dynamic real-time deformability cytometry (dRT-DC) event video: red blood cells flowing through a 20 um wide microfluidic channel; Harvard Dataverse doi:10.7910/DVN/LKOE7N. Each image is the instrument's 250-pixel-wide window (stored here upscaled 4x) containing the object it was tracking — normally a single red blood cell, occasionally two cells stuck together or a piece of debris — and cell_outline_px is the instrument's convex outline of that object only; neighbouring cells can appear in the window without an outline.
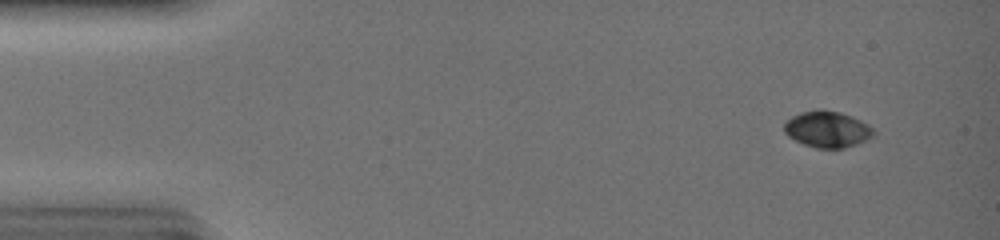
{"species": "common noctule bat (a hibernating species)", "species_latin": "Nyctalus noctula", "temperature_condition": "warm", "stored_images_in_passage": 31, "camera_frame_rate_fps": 3000, "um_per_image_px": 0.085, "animal": {"sex": "female", "body_mass_g": 19.0, "forearm_length_mm": 51.5}, "frame": {"image": 1, "passage_image": 5, "time_ms": 1.333, "image_size_px": [1000, 240], "cell_outline_px": [[876, 132], [872, 136], [856, 144], [844, 148], [816, 148], [804, 144], [788, 136], [784, 132], [784, 124], [792, 116], [800, 112], [816, 108], [820, 108], [840, 112], [852, 116], [868, 124]], "centroid_in_image_um": [70.31, 10.96], "position_along_channel_um": 14.7, "area_um2": 18.96}}
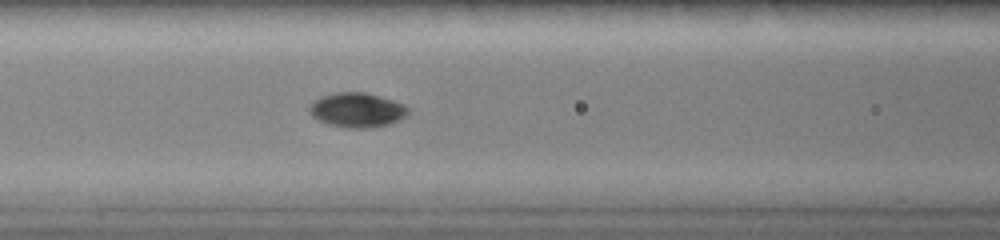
{"frame": {"image": 2, "passage_image": 22, "time_ms": 7.0, "image_size_px": [1000, 240], "cell_outline_px": [[412, 108], [408, 116], [400, 120], [376, 128], [344, 128], [328, 124], [312, 116], [308, 112], [308, 104], [312, 100], [320, 96], [336, 92], [368, 92], [404, 104]], "centroid_in_image_um": [30.36, 9.35], "position_along_channel_um": 136.2, "area_um2": 20.52}}